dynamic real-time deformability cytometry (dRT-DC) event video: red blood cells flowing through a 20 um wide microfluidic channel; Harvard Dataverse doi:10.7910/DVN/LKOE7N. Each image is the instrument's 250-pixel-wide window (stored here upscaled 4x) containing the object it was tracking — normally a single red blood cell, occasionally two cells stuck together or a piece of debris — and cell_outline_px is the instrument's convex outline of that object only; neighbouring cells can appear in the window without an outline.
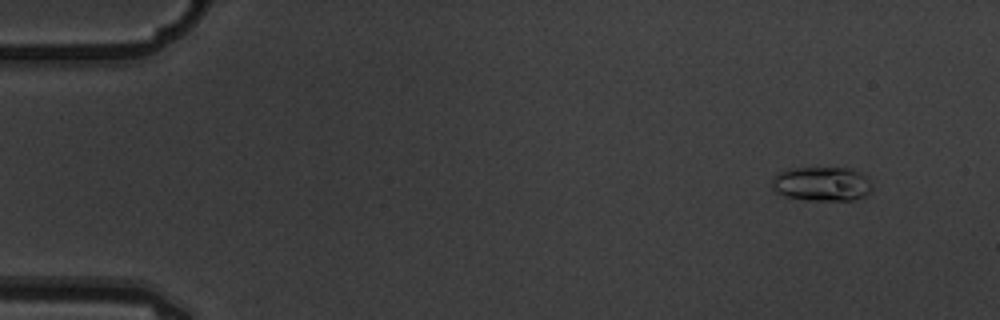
{"species": "common noctule bat (a hibernating species)", "species_latin": "Nyctalus noctula", "temperature_condition": "warm", "stored_images_in_passage": 4, "camera_frame_rate_fps": 3000, "um_per_image_px": 0.085, "animal": {"sex": "male", "body_mass_g": 19.5, "forearm_length_mm": 54.6}, "frame": {"image": 1, "passage_image": 1, "time_ms": 0.0, "image_size_px": [1000, 320], "cell_outline_px": [[872, 188], [864, 196], [852, 200], [808, 200], [784, 196], [772, 192], [772, 176], [788, 168], [852, 168], [868, 176], [872, 184]], "centroid_in_image_um": [69.83, 15.62], "position_along_channel_um": 15.2, "area_um2": 20.35}}